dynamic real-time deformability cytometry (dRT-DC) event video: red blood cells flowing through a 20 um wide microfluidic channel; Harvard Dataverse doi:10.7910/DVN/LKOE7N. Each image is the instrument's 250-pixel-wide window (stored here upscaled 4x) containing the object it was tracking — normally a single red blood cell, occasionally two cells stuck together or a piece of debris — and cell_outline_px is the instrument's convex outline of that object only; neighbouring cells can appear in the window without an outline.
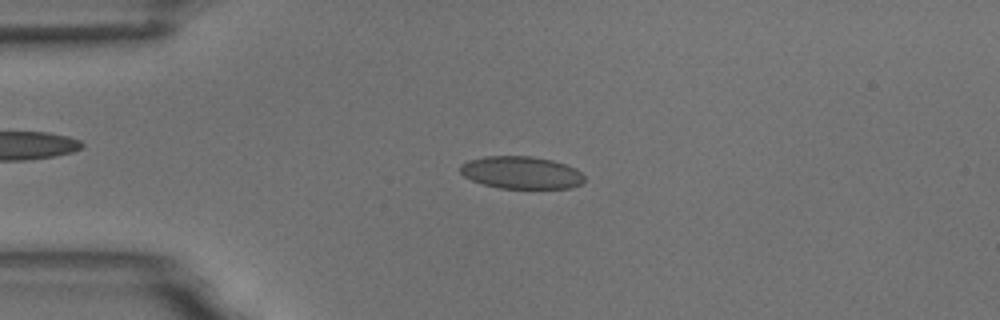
{"species": "common noctule bat (a hibernating species)", "species_latin": "Nyctalus noctula", "temperature_condition": "room temperature", "stored_images_in_passage": 44, "camera_frame_rate_fps": 3000, "um_per_image_px": 0.085, "animal": {"sex": "male", "body_mass_g": 18.8}, "frame": {"image": 1, "passage_image": 3, "time_ms": 0.667, "image_size_px": [1000, 320], "cell_outline_px": [[584, 180], [580, 184], [572, 188], [500, 188], [484, 184], [472, 180], [464, 176], [460, 172], [460, 164], [468, 160], [484, 156], [532, 156], [552, 160], [576, 168], [584, 176]], "centroid_in_image_um": [44.3, 14.66], "position_along_channel_um": 40.7, "area_um2": 23.47}}
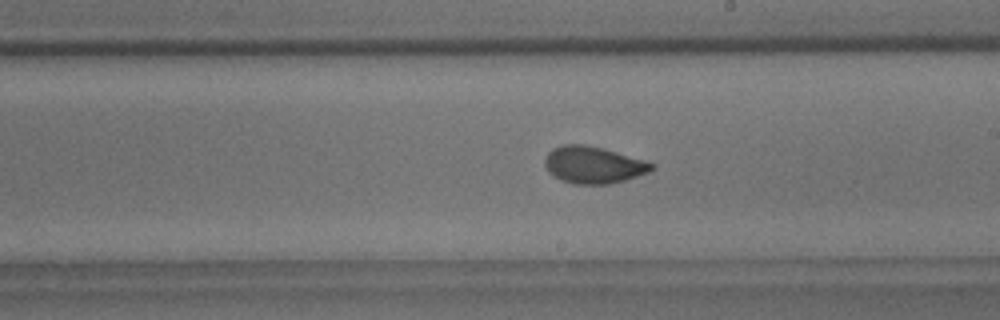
{"frame": {"image": 2, "passage_image": 21, "time_ms": 6.667, "image_size_px": [1000, 320], "cell_outline_px": [[656, 168], [648, 172], [624, 180], [608, 184], [572, 184], [560, 180], [552, 176], [548, 172], [544, 164], [544, 160], [548, 152], [552, 148], [560, 144], [584, 144], [604, 148], [644, 160], [656, 164]], "centroid_in_image_um": [50.4, 14.01], "position_along_channel_um": 238.6, "area_um2": 23.29}}
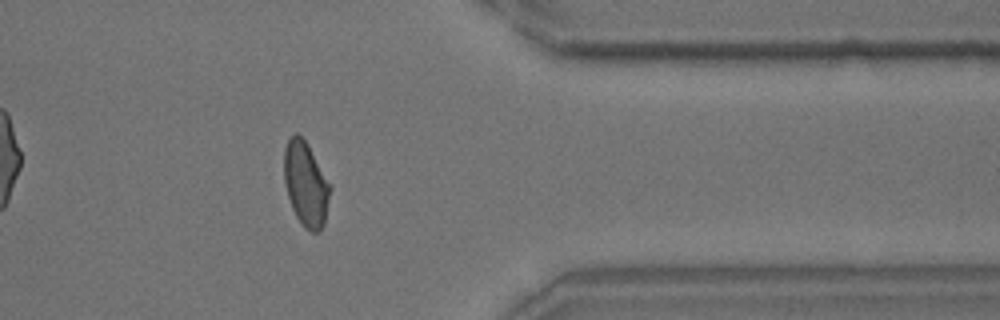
{"frame": {"image": 3, "passage_image": 34, "time_ms": 11.0, "image_size_px": [1000, 320], "cell_outline_px": [[332, 188], [324, 224], [320, 232], [312, 232], [304, 228], [296, 216], [292, 208], [288, 196], [284, 180], [284, 148], [288, 140], [296, 132], [308, 144], [332, 184]], "centroid_in_image_um": [26.02, 15.65], "position_along_channel_um": 385.4, "area_um2": 23.0}, "authors_computed_cell_mechanics": {"area_um2": 22.831, "velocity_mm_per_s": 3.7182, "shape_relaxation_time_tau1_ms": 8.0319, "shape_relaxation_time_tau2_ms": 0.8386, "deformation_change_tau1": 0.1754, "deformation_change_tau2": 0.0519}}